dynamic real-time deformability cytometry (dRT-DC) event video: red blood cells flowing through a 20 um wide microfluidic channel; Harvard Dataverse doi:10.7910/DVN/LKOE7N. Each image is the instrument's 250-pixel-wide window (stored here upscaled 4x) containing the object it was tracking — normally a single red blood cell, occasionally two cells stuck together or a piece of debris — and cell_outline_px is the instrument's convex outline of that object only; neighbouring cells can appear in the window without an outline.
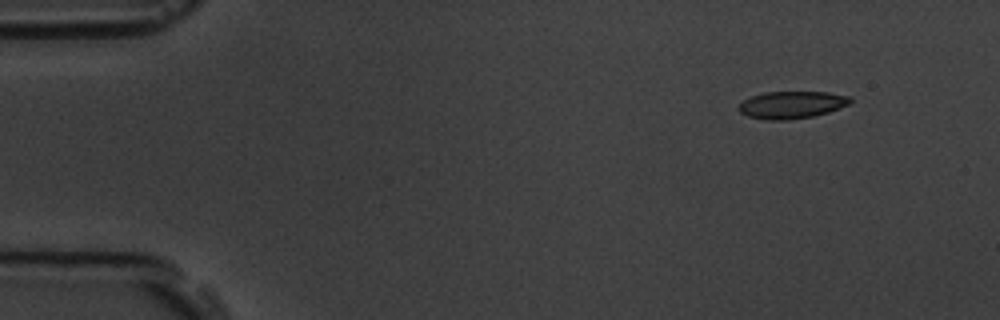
{"species": "common noctule bat (a hibernating species)", "species_latin": "Nyctalus noctula", "temperature_condition": "room temperature", "stored_images_in_passage": 4, "camera_frame_rate_fps": 3000, "um_per_image_px": 0.085, "animal": {"sex": "male", "body_mass_g": 19.5, "forearm_length_mm": 54.6}, "frame": {"image": 1, "passage_image": 1, "time_ms": 0.0, "image_size_px": [1000, 320], "cell_outline_px": [[852, 100], [848, 104], [840, 108], [828, 112], [812, 116], [788, 120], [768, 120], [748, 116], [740, 112], [740, 104], [744, 100], [752, 96], [764, 92], [828, 92], [852, 96]], "centroid_in_image_um": [67.33, 8.9], "position_along_channel_um": 17.7, "area_um2": 17.63}}